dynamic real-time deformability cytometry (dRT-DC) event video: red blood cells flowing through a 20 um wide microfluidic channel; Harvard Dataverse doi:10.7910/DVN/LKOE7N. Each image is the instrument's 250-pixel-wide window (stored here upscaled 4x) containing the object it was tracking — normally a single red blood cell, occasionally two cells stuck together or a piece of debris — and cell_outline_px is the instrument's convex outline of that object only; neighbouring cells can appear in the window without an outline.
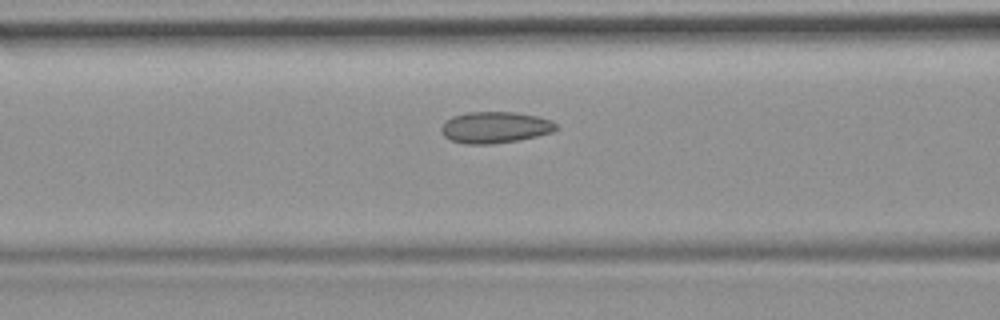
{"species": "common noctule bat (a hibernating species)", "species_latin": "Nyctalus noctula", "temperature_condition": "room temperature", "stored_images_in_passage": 51, "camera_frame_rate_fps": 3000, "um_per_image_px": 0.085, "animal": {"sex": "female", "body_mass_g": 19.9}, "frame": {"image": 1, "passage_image": 22, "time_ms": 7.0, "image_size_px": [1000, 320], "cell_outline_px": [[556, 128], [552, 132], [520, 140], [492, 144], [468, 144], [448, 140], [444, 136], [440, 128], [452, 116], [468, 112], [516, 112], [536, 116], [552, 120], [556, 124]], "centroid_in_image_um": [42.07, 10.83], "position_along_channel_um": 124.5, "area_um2": 20.98}}